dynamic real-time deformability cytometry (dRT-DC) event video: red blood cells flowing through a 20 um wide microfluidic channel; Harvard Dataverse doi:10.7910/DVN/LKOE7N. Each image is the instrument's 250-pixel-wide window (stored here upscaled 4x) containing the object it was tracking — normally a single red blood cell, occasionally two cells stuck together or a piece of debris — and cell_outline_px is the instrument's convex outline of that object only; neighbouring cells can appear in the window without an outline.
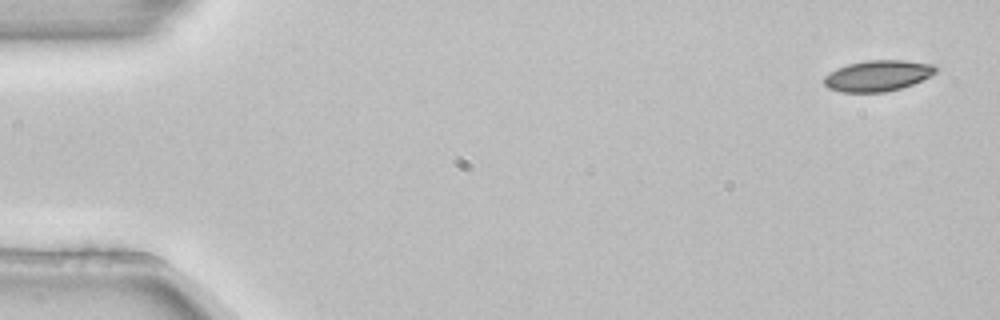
{"species": "common noctule bat (a hibernating species)", "species_latin": "Nyctalus noctula", "temperature_condition": "room temperature", "stored_images_in_passage": 6, "camera_frame_rate_fps": 3000, "um_per_image_px": 0.085, "animal": {"sex": "female", "body_mass_g": 22.7, "forearm_length_mm": 54.2}, "frame": {"image": 1, "passage_image": 1, "time_ms": 0.0, "image_size_px": [1000, 320], "cell_outline_px": [[940, 68], [936, 72], [912, 84], [900, 88], [884, 92], [840, 92], [828, 88], [824, 84], [824, 76], [836, 68], [848, 64], [868, 60], [904, 60], [932, 64]], "centroid_in_image_um": [74.59, 6.43], "position_along_channel_um": 10.4, "area_um2": 20.06}}
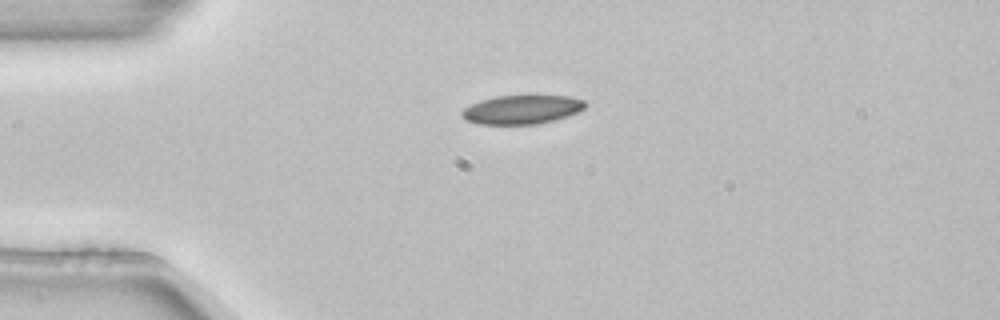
{"frame": {"image": 2, "passage_image": 4, "time_ms": 1.0, "image_size_px": [1000, 320], "cell_outline_px": [[588, 104], [584, 108], [568, 116], [536, 124], [480, 124], [464, 120], [460, 116], [460, 112], [464, 108], [480, 100], [496, 96], [568, 96], [584, 100]], "centroid_in_image_um": [44.32, 9.31], "position_along_channel_um": 40.7, "area_um2": 20.69}}